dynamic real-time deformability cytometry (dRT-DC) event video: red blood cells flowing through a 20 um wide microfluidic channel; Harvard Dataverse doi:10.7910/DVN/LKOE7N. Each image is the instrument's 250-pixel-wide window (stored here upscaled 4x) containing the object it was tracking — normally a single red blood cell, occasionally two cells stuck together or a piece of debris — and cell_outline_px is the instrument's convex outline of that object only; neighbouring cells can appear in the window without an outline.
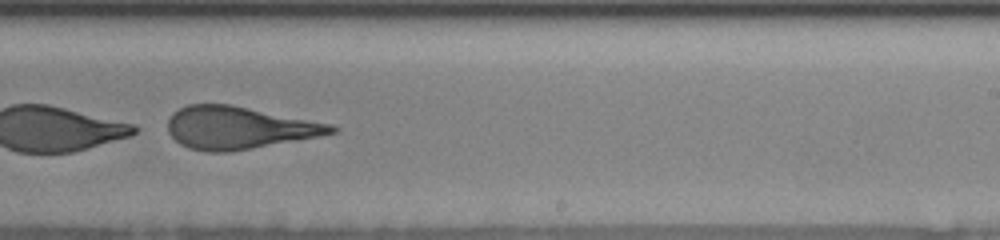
{"species": "human", "species_latin": "Homo sapiens", "temperature_condition": "cold", "stored_images_in_passage": 43, "camera_frame_rate_fps": 3000, "um_per_image_px": 0.085, "donor": {"sex": "female"}, "frame": {"image": 1, "passage_image": 38, "time_ms": 13.667, "image_size_px": [1000, 240], "cell_outline_px": [[340, 128], [336, 132], [320, 136], [252, 148], [228, 152], [204, 152], [188, 148], [180, 144], [168, 132], [168, 120], [172, 112], [188, 104], [232, 104], [332, 124]], "centroid_in_image_um": [20.29, 10.85], "position_along_channel_um": 268.7, "area_um2": 40.58}}